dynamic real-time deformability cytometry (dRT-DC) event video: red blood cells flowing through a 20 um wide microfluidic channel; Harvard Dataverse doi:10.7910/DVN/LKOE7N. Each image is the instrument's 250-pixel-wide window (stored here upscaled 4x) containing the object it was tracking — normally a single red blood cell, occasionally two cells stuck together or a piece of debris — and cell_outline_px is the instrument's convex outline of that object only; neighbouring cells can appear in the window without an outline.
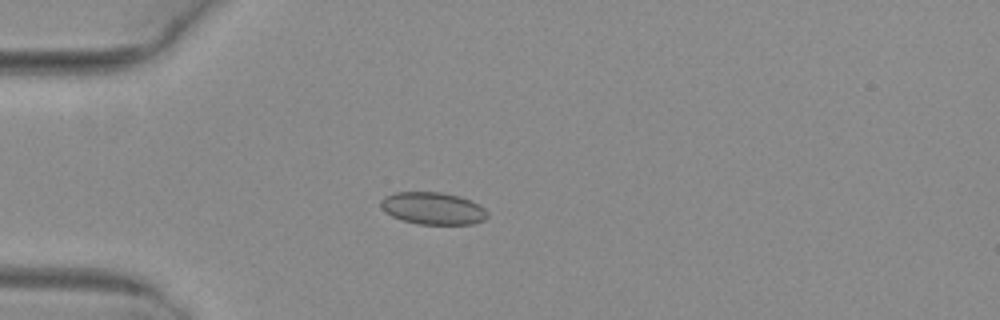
{"species": "common noctule bat (a hibernating species)", "species_latin": "Nyctalus noctula", "temperature_condition": "warm", "stored_images_in_passage": 52, "camera_frame_rate_fps": 3000, "um_per_image_px": 0.085, "animal": {"sex": "female", "body_mass_g": 29.2, "forearm_length_mm": 56.3}, "frame": {"image": 1, "passage_image": 15, "time_ms": 4.667, "image_size_px": [1000, 320], "cell_outline_px": [[488, 216], [484, 220], [472, 224], [420, 224], [404, 220], [392, 216], [384, 212], [380, 204], [380, 200], [384, 196], [396, 192], [440, 192], [460, 196], [480, 204], [488, 212]], "centroid_in_image_um": [36.81, 17.7], "position_along_channel_um": 48.2, "area_um2": 20.11}}
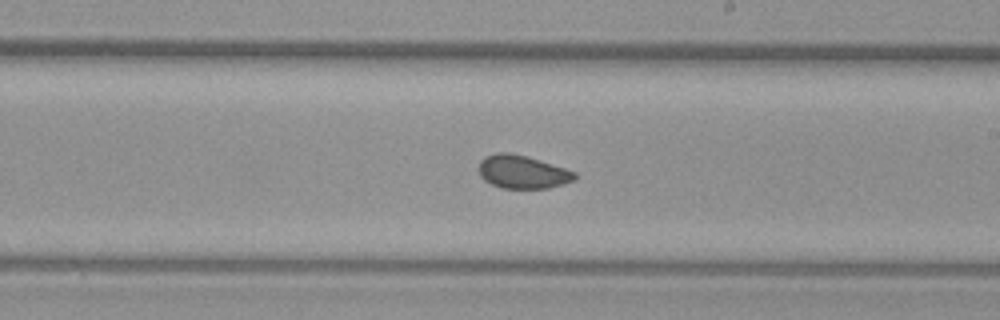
{"frame": {"image": 2, "passage_image": 31, "time_ms": 10.0, "image_size_px": [1000, 320], "cell_outline_px": [[576, 180], [548, 188], [500, 188], [484, 180], [480, 176], [480, 160], [484, 156], [496, 152], [508, 152], [528, 156], [576, 172]], "centroid_in_image_um": [44.4, 14.6], "position_along_channel_um": 244.6, "area_um2": 18.61}}
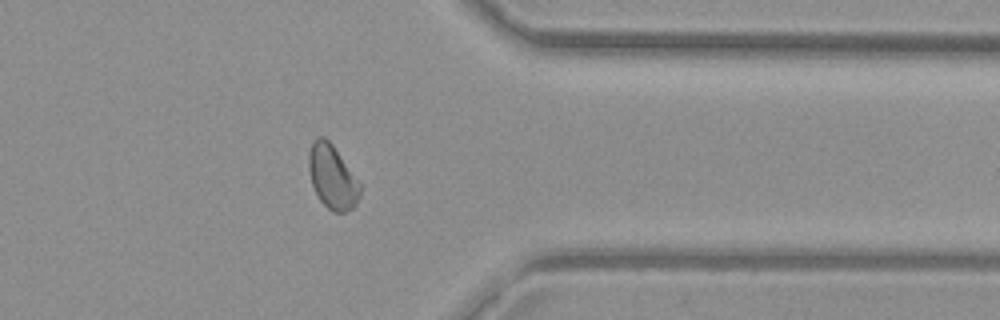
{"frame": {"image": 3, "passage_image": 42, "time_ms": 13.667, "image_size_px": [1000, 320], "cell_outline_px": [[360, 196], [356, 204], [352, 208], [344, 212], [332, 212], [320, 200], [312, 184], [308, 168], [308, 152], [312, 140], [320, 136], [324, 136], [332, 144], [360, 184]], "centroid_in_image_um": [28.22, 15.03], "position_along_channel_um": 383.2, "area_um2": 18.9}, "authors_computed_cell_mechanics": {"area_um2": 19.6231, "velocity_mm_per_s": 4.0249, "shape_relaxation_time_tau1_ms": null, "shape_relaxation_time_tau2_ms": 1.3132, "deformation_change_tau1": null, "deformation_change_tau2": 0.0469}}